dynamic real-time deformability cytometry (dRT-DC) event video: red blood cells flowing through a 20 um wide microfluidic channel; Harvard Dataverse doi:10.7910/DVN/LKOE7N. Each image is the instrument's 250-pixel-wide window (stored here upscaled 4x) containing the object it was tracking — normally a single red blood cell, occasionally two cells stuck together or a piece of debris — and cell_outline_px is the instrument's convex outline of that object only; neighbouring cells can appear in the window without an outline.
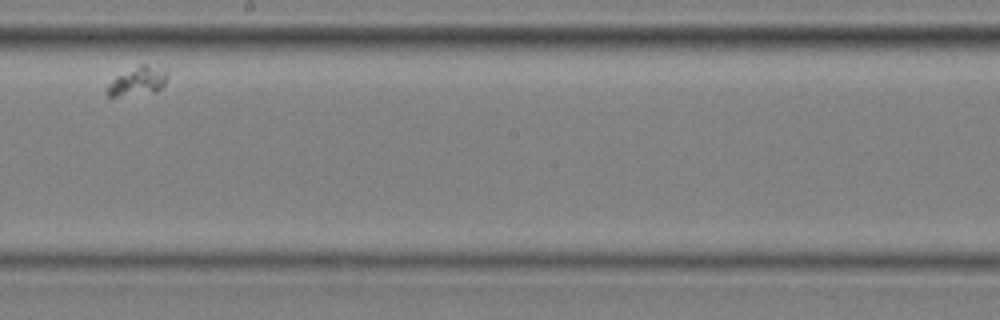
{"species": "common noctule bat (a hibernating species)", "species_latin": "Nyctalus noctula", "temperature_condition": "cold", "stored_images_in_passage": 6, "camera_frame_rate_fps": 3000, "um_per_image_px": 0.085, "animal": {"sex": "male", "body_mass_g": 20.4}, "frame": {"image": 1, "passage_image": 6, "time_ms": 1.667, "image_size_px": [1000, 320], "cell_outline_px": [[168, 76], [164, 84], [156, 92], [116, 96], [108, 96], [108, 84], [116, 76], [140, 64], [144, 64], [168, 68]], "centroid_in_image_um": [11.77, 6.86], "position_along_channel_um": 236.4, "area_um2": 10.06}}